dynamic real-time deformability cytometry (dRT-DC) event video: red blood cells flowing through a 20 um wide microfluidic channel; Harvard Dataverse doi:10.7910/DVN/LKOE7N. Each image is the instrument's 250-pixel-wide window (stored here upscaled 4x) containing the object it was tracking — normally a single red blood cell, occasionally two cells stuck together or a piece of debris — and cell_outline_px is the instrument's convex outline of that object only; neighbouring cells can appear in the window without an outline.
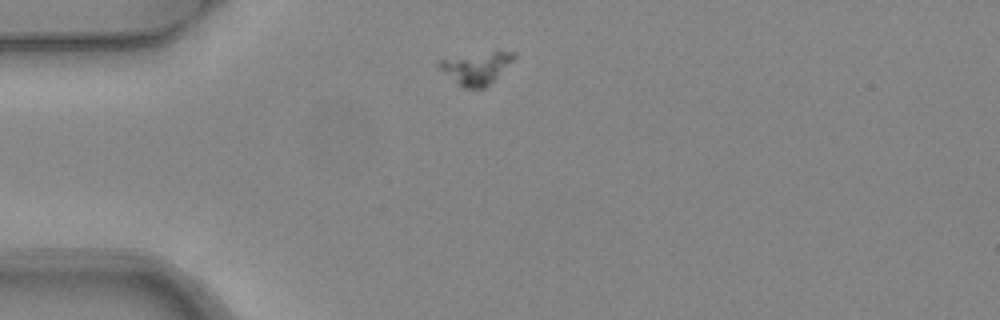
{"species": "common noctule bat (a hibernating species)", "species_latin": "Nyctalus noctula", "temperature_condition": "warm", "stored_images_in_passage": 4, "camera_frame_rate_fps": 3000, "um_per_image_px": 0.085, "animal": {"sex": "female", "body_mass_g": 24.6, "forearm_length_mm": 56.2}, "frame": {"image": 1, "passage_image": 1, "time_ms": 0.0, "image_size_px": [1000, 320], "cell_outline_px": [[516, 56], [484, 88], [464, 88], [440, 68], [436, 64], [440, 60], [492, 52], [516, 52]], "centroid_in_image_um": [40.48, 5.79], "position_along_channel_um": 44.5, "area_um2": 12.95}}
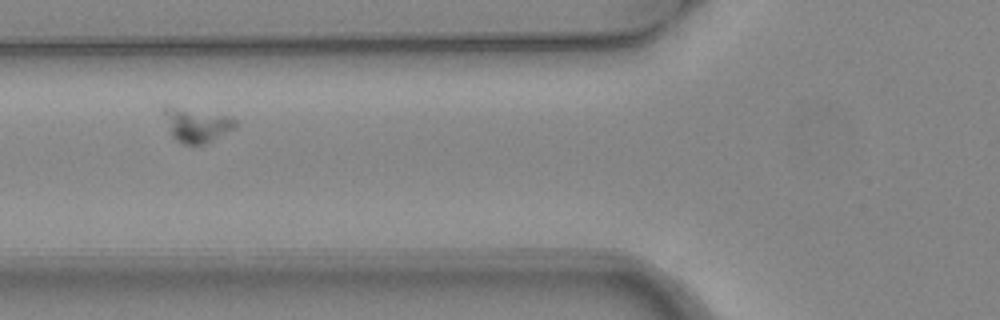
{"frame": {"image": 2, "passage_image": 3, "time_ms": 0.667, "image_size_px": [1000, 320], "cell_outline_px": [[236, 124], [232, 128], [204, 144], [184, 144], [176, 140], [172, 136], [164, 112], [164, 104], [224, 116], [236, 120]], "centroid_in_image_um": [16.64, 10.62], "position_along_channel_um": 109.2, "area_um2": 13.41}}
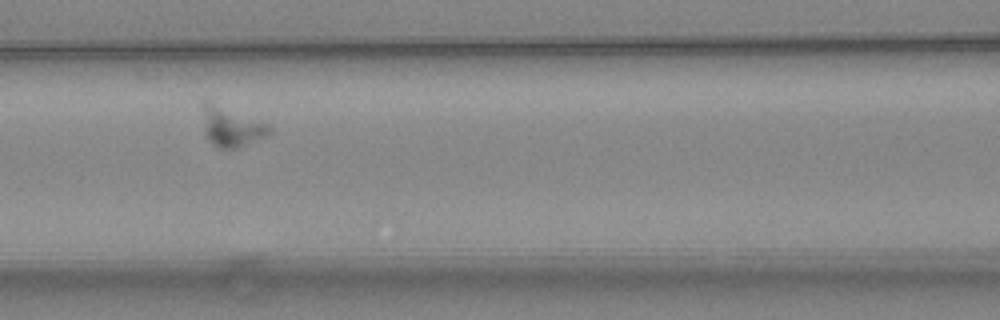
{"frame": {"image": 3, "passage_image": 4, "time_ms": 1.0, "image_size_px": [1000, 320], "cell_outline_px": [[272, 132], [264, 136], [236, 148], [220, 148], [212, 144], [208, 140], [204, 132], [200, 104], [204, 100], [264, 124], [272, 128]], "centroid_in_image_um": [19.54, 10.79], "position_along_channel_um": 147.1, "area_um2": 14.68}}